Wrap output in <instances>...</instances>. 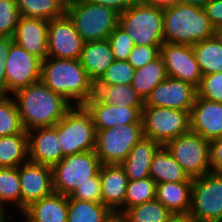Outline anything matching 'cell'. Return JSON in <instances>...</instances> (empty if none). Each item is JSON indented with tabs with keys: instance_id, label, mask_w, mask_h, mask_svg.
Returning a JSON list of instances; mask_svg holds the SVG:
<instances>
[{
	"instance_id": "4",
	"label": "cell",
	"mask_w": 222,
	"mask_h": 222,
	"mask_svg": "<svg viewBox=\"0 0 222 222\" xmlns=\"http://www.w3.org/2000/svg\"><path fill=\"white\" fill-rule=\"evenodd\" d=\"M163 25V9L140 1L119 15L118 26L132 38L135 46H161L164 43Z\"/></svg>"
},
{
	"instance_id": "53",
	"label": "cell",
	"mask_w": 222,
	"mask_h": 222,
	"mask_svg": "<svg viewBox=\"0 0 222 222\" xmlns=\"http://www.w3.org/2000/svg\"><path fill=\"white\" fill-rule=\"evenodd\" d=\"M66 4L75 0H63Z\"/></svg>"
},
{
	"instance_id": "11",
	"label": "cell",
	"mask_w": 222,
	"mask_h": 222,
	"mask_svg": "<svg viewBox=\"0 0 222 222\" xmlns=\"http://www.w3.org/2000/svg\"><path fill=\"white\" fill-rule=\"evenodd\" d=\"M189 177L204 176L210 169V141L189 130L164 145Z\"/></svg>"
},
{
	"instance_id": "49",
	"label": "cell",
	"mask_w": 222,
	"mask_h": 222,
	"mask_svg": "<svg viewBox=\"0 0 222 222\" xmlns=\"http://www.w3.org/2000/svg\"><path fill=\"white\" fill-rule=\"evenodd\" d=\"M168 222H196L189 214L173 215Z\"/></svg>"
},
{
	"instance_id": "13",
	"label": "cell",
	"mask_w": 222,
	"mask_h": 222,
	"mask_svg": "<svg viewBox=\"0 0 222 222\" xmlns=\"http://www.w3.org/2000/svg\"><path fill=\"white\" fill-rule=\"evenodd\" d=\"M84 44L85 41L66 13L49 21L47 57L80 59Z\"/></svg>"
},
{
	"instance_id": "9",
	"label": "cell",
	"mask_w": 222,
	"mask_h": 222,
	"mask_svg": "<svg viewBox=\"0 0 222 222\" xmlns=\"http://www.w3.org/2000/svg\"><path fill=\"white\" fill-rule=\"evenodd\" d=\"M189 215L196 222H222V173L193 178Z\"/></svg>"
},
{
	"instance_id": "41",
	"label": "cell",
	"mask_w": 222,
	"mask_h": 222,
	"mask_svg": "<svg viewBox=\"0 0 222 222\" xmlns=\"http://www.w3.org/2000/svg\"><path fill=\"white\" fill-rule=\"evenodd\" d=\"M68 198L103 203L100 174L98 173L95 177L90 178V181L79 185Z\"/></svg>"
},
{
	"instance_id": "7",
	"label": "cell",
	"mask_w": 222,
	"mask_h": 222,
	"mask_svg": "<svg viewBox=\"0 0 222 222\" xmlns=\"http://www.w3.org/2000/svg\"><path fill=\"white\" fill-rule=\"evenodd\" d=\"M101 165L95 150L65 156L52 167L54 192L70 196L79 185L95 177Z\"/></svg>"
},
{
	"instance_id": "38",
	"label": "cell",
	"mask_w": 222,
	"mask_h": 222,
	"mask_svg": "<svg viewBox=\"0 0 222 222\" xmlns=\"http://www.w3.org/2000/svg\"><path fill=\"white\" fill-rule=\"evenodd\" d=\"M20 16L16 0H0L1 37H13Z\"/></svg>"
},
{
	"instance_id": "28",
	"label": "cell",
	"mask_w": 222,
	"mask_h": 222,
	"mask_svg": "<svg viewBox=\"0 0 222 222\" xmlns=\"http://www.w3.org/2000/svg\"><path fill=\"white\" fill-rule=\"evenodd\" d=\"M28 160L27 133L0 137V167H19Z\"/></svg>"
},
{
	"instance_id": "42",
	"label": "cell",
	"mask_w": 222,
	"mask_h": 222,
	"mask_svg": "<svg viewBox=\"0 0 222 222\" xmlns=\"http://www.w3.org/2000/svg\"><path fill=\"white\" fill-rule=\"evenodd\" d=\"M161 46H134L128 57V62L139 69L150 62H153L160 56Z\"/></svg>"
},
{
	"instance_id": "50",
	"label": "cell",
	"mask_w": 222,
	"mask_h": 222,
	"mask_svg": "<svg viewBox=\"0 0 222 222\" xmlns=\"http://www.w3.org/2000/svg\"><path fill=\"white\" fill-rule=\"evenodd\" d=\"M211 0H179L180 3L204 8Z\"/></svg>"
},
{
	"instance_id": "17",
	"label": "cell",
	"mask_w": 222,
	"mask_h": 222,
	"mask_svg": "<svg viewBox=\"0 0 222 222\" xmlns=\"http://www.w3.org/2000/svg\"><path fill=\"white\" fill-rule=\"evenodd\" d=\"M27 135L29 161L53 167L63 159L56 124L34 128L27 131Z\"/></svg>"
},
{
	"instance_id": "18",
	"label": "cell",
	"mask_w": 222,
	"mask_h": 222,
	"mask_svg": "<svg viewBox=\"0 0 222 222\" xmlns=\"http://www.w3.org/2000/svg\"><path fill=\"white\" fill-rule=\"evenodd\" d=\"M84 106L90 112L96 130L142 122L143 107L109 105L100 101L95 95Z\"/></svg>"
},
{
	"instance_id": "5",
	"label": "cell",
	"mask_w": 222,
	"mask_h": 222,
	"mask_svg": "<svg viewBox=\"0 0 222 222\" xmlns=\"http://www.w3.org/2000/svg\"><path fill=\"white\" fill-rule=\"evenodd\" d=\"M65 13L85 42L107 40L119 24L120 13L113 8L83 0L67 3Z\"/></svg>"
},
{
	"instance_id": "1",
	"label": "cell",
	"mask_w": 222,
	"mask_h": 222,
	"mask_svg": "<svg viewBox=\"0 0 222 222\" xmlns=\"http://www.w3.org/2000/svg\"><path fill=\"white\" fill-rule=\"evenodd\" d=\"M25 131L54 126L73 106L42 81L31 84L12 94Z\"/></svg>"
},
{
	"instance_id": "46",
	"label": "cell",
	"mask_w": 222,
	"mask_h": 222,
	"mask_svg": "<svg viewBox=\"0 0 222 222\" xmlns=\"http://www.w3.org/2000/svg\"><path fill=\"white\" fill-rule=\"evenodd\" d=\"M83 1L87 3L99 4L113 8L118 13H123L136 2L135 0H83Z\"/></svg>"
},
{
	"instance_id": "52",
	"label": "cell",
	"mask_w": 222,
	"mask_h": 222,
	"mask_svg": "<svg viewBox=\"0 0 222 222\" xmlns=\"http://www.w3.org/2000/svg\"><path fill=\"white\" fill-rule=\"evenodd\" d=\"M6 211L4 208H0V222H6L8 218H6Z\"/></svg>"
},
{
	"instance_id": "36",
	"label": "cell",
	"mask_w": 222,
	"mask_h": 222,
	"mask_svg": "<svg viewBox=\"0 0 222 222\" xmlns=\"http://www.w3.org/2000/svg\"><path fill=\"white\" fill-rule=\"evenodd\" d=\"M27 133L23 128L14 99L9 96L0 99V137Z\"/></svg>"
},
{
	"instance_id": "34",
	"label": "cell",
	"mask_w": 222,
	"mask_h": 222,
	"mask_svg": "<svg viewBox=\"0 0 222 222\" xmlns=\"http://www.w3.org/2000/svg\"><path fill=\"white\" fill-rule=\"evenodd\" d=\"M16 203L21 211V187L18 167H0V208ZM5 206V207H4Z\"/></svg>"
},
{
	"instance_id": "24",
	"label": "cell",
	"mask_w": 222,
	"mask_h": 222,
	"mask_svg": "<svg viewBox=\"0 0 222 222\" xmlns=\"http://www.w3.org/2000/svg\"><path fill=\"white\" fill-rule=\"evenodd\" d=\"M193 178L184 182L157 184L156 199L173 215L189 214L191 208Z\"/></svg>"
},
{
	"instance_id": "51",
	"label": "cell",
	"mask_w": 222,
	"mask_h": 222,
	"mask_svg": "<svg viewBox=\"0 0 222 222\" xmlns=\"http://www.w3.org/2000/svg\"><path fill=\"white\" fill-rule=\"evenodd\" d=\"M214 36L222 44V26L218 27V28H215Z\"/></svg>"
},
{
	"instance_id": "2",
	"label": "cell",
	"mask_w": 222,
	"mask_h": 222,
	"mask_svg": "<svg viewBox=\"0 0 222 222\" xmlns=\"http://www.w3.org/2000/svg\"><path fill=\"white\" fill-rule=\"evenodd\" d=\"M41 81L73 105H84L95 94V83L79 59L46 57L41 61Z\"/></svg>"
},
{
	"instance_id": "23",
	"label": "cell",
	"mask_w": 222,
	"mask_h": 222,
	"mask_svg": "<svg viewBox=\"0 0 222 222\" xmlns=\"http://www.w3.org/2000/svg\"><path fill=\"white\" fill-rule=\"evenodd\" d=\"M161 146L159 142L144 136L134 145L127 155V158L120 164L129 180H139L150 177V165L155 153Z\"/></svg>"
},
{
	"instance_id": "35",
	"label": "cell",
	"mask_w": 222,
	"mask_h": 222,
	"mask_svg": "<svg viewBox=\"0 0 222 222\" xmlns=\"http://www.w3.org/2000/svg\"><path fill=\"white\" fill-rule=\"evenodd\" d=\"M156 189L157 183L151 177L129 180L124 200V212L135 205L155 200Z\"/></svg>"
},
{
	"instance_id": "25",
	"label": "cell",
	"mask_w": 222,
	"mask_h": 222,
	"mask_svg": "<svg viewBox=\"0 0 222 222\" xmlns=\"http://www.w3.org/2000/svg\"><path fill=\"white\" fill-rule=\"evenodd\" d=\"M79 60L91 80L96 83L115 58L109 41L102 40L85 42Z\"/></svg>"
},
{
	"instance_id": "19",
	"label": "cell",
	"mask_w": 222,
	"mask_h": 222,
	"mask_svg": "<svg viewBox=\"0 0 222 222\" xmlns=\"http://www.w3.org/2000/svg\"><path fill=\"white\" fill-rule=\"evenodd\" d=\"M190 130L212 141L222 137V103L196 96L190 113Z\"/></svg>"
},
{
	"instance_id": "33",
	"label": "cell",
	"mask_w": 222,
	"mask_h": 222,
	"mask_svg": "<svg viewBox=\"0 0 222 222\" xmlns=\"http://www.w3.org/2000/svg\"><path fill=\"white\" fill-rule=\"evenodd\" d=\"M124 214L128 222H168L173 214L157 199L135 205Z\"/></svg>"
},
{
	"instance_id": "12",
	"label": "cell",
	"mask_w": 222,
	"mask_h": 222,
	"mask_svg": "<svg viewBox=\"0 0 222 222\" xmlns=\"http://www.w3.org/2000/svg\"><path fill=\"white\" fill-rule=\"evenodd\" d=\"M6 83L8 93L41 81V60L14 41L6 57Z\"/></svg>"
},
{
	"instance_id": "3",
	"label": "cell",
	"mask_w": 222,
	"mask_h": 222,
	"mask_svg": "<svg viewBox=\"0 0 222 222\" xmlns=\"http://www.w3.org/2000/svg\"><path fill=\"white\" fill-rule=\"evenodd\" d=\"M163 12L164 42L193 46L214 37L215 28L201 7L178 2Z\"/></svg>"
},
{
	"instance_id": "22",
	"label": "cell",
	"mask_w": 222,
	"mask_h": 222,
	"mask_svg": "<svg viewBox=\"0 0 222 222\" xmlns=\"http://www.w3.org/2000/svg\"><path fill=\"white\" fill-rule=\"evenodd\" d=\"M22 214L27 222H67L68 196L53 192L29 204Z\"/></svg>"
},
{
	"instance_id": "37",
	"label": "cell",
	"mask_w": 222,
	"mask_h": 222,
	"mask_svg": "<svg viewBox=\"0 0 222 222\" xmlns=\"http://www.w3.org/2000/svg\"><path fill=\"white\" fill-rule=\"evenodd\" d=\"M136 69L124 60H115L95 85H131Z\"/></svg>"
},
{
	"instance_id": "26",
	"label": "cell",
	"mask_w": 222,
	"mask_h": 222,
	"mask_svg": "<svg viewBox=\"0 0 222 222\" xmlns=\"http://www.w3.org/2000/svg\"><path fill=\"white\" fill-rule=\"evenodd\" d=\"M149 176L157 183L184 182L190 177L165 146L155 153L149 169Z\"/></svg>"
},
{
	"instance_id": "31",
	"label": "cell",
	"mask_w": 222,
	"mask_h": 222,
	"mask_svg": "<svg viewBox=\"0 0 222 222\" xmlns=\"http://www.w3.org/2000/svg\"><path fill=\"white\" fill-rule=\"evenodd\" d=\"M21 16L52 20L63 16L66 3L63 0H16Z\"/></svg>"
},
{
	"instance_id": "32",
	"label": "cell",
	"mask_w": 222,
	"mask_h": 222,
	"mask_svg": "<svg viewBox=\"0 0 222 222\" xmlns=\"http://www.w3.org/2000/svg\"><path fill=\"white\" fill-rule=\"evenodd\" d=\"M111 212L103 203L68 198L67 222H104Z\"/></svg>"
},
{
	"instance_id": "27",
	"label": "cell",
	"mask_w": 222,
	"mask_h": 222,
	"mask_svg": "<svg viewBox=\"0 0 222 222\" xmlns=\"http://www.w3.org/2000/svg\"><path fill=\"white\" fill-rule=\"evenodd\" d=\"M166 67L161 56L153 62L136 69L131 86L143 101L150 95L151 91L167 78Z\"/></svg>"
},
{
	"instance_id": "10",
	"label": "cell",
	"mask_w": 222,
	"mask_h": 222,
	"mask_svg": "<svg viewBox=\"0 0 222 222\" xmlns=\"http://www.w3.org/2000/svg\"><path fill=\"white\" fill-rule=\"evenodd\" d=\"M96 155L101 164H121L143 137L142 122L96 130Z\"/></svg>"
},
{
	"instance_id": "40",
	"label": "cell",
	"mask_w": 222,
	"mask_h": 222,
	"mask_svg": "<svg viewBox=\"0 0 222 222\" xmlns=\"http://www.w3.org/2000/svg\"><path fill=\"white\" fill-rule=\"evenodd\" d=\"M111 45L115 60L127 61L130 52L134 48L132 38L119 26H117L107 39Z\"/></svg>"
},
{
	"instance_id": "8",
	"label": "cell",
	"mask_w": 222,
	"mask_h": 222,
	"mask_svg": "<svg viewBox=\"0 0 222 222\" xmlns=\"http://www.w3.org/2000/svg\"><path fill=\"white\" fill-rule=\"evenodd\" d=\"M143 136L165 145L190 130V114L184 110L143 106Z\"/></svg>"
},
{
	"instance_id": "48",
	"label": "cell",
	"mask_w": 222,
	"mask_h": 222,
	"mask_svg": "<svg viewBox=\"0 0 222 222\" xmlns=\"http://www.w3.org/2000/svg\"><path fill=\"white\" fill-rule=\"evenodd\" d=\"M104 222H128V220L124 213L112 211Z\"/></svg>"
},
{
	"instance_id": "43",
	"label": "cell",
	"mask_w": 222,
	"mask_h": 222,
	"mask_svg": "<svg viewBox=\"0 0 222 222\" xmlns=\"http://www.w3.org/2000/svg\"><path fill=\"white\" fill-rule=\"evenodd\" d=\"M13 42L12 37H1L0 36V99L7 97V83H6V57L8 56L11 43Z\"/></svg>"
},
{
	"instance_id": "44",
	"label": "cell",
	"mask_w": 222,
	"mask_h": 222,
	"mask_svg": "<svg viewBox=\"0 0 222 222\" xmlns=\"http://www.w3.org/2000/svg\"><path fill=\"white\" fill-rule=\"evenodd\" d=\"M209 156L211 172L222 173V137L210 141Z\"/></svg>"
},
{
	"instance_id": "29",
	"label": "cell",
	"mask_w": 222,
	"mask_h": 222,
	"mask_svg": "<svg viewBox=\"0 0 222 222\" xmlns=\"http://www.w3.org/2000/svg\"><path fill=\"white\" fill-rule=\"evenodd\" d=\"M202 76L222 72V44L214 36L193 45Z\"/></svg>"
},
{
	"instance_id": "6",
	"label": "cell",
	"mask_w": 222,
	"mask_h": 222,
	"mask_svg": "<svg viewBox=\"0 0 222 222\" xmlns=\"http://www.w3.org/2000/svg\"><path fill=\"white\" fill-rule=\"evenodd\" d=\"M56 130L63 158L96 148L97 131L84 105H73L56 123Z\"/></svg>"
},
{
	"instance_id": "45",
	"label": "cell",
	"mask_w": 222,
	"mask_h": 222,
	"mask_svg": "<svg viewBox=\"0 0 222 222\" xmlns=\"http://www.w3.org/2000/svg\"><path fill=\"white\" fill-rule=\"evenodd\" d=\"M203 9L214 28L222 26V0H211Z\"/></svg>"
},
{
	"instance_id": "20",
	"label": "cell",
	"mask_w": 222,
	"mask_h": 222,
	"mask_svg": "<svg viewBox=\"0 0 222 222\" xmlns=\"http://www.w3.org/2000/svg\"><path fill=\"white\" fill-rule=\"evenodd\" d=\"M49 20L20 16L13 41L41 61L47 57Z\"/></svg>"
},
{
	"instance_id": "16",
	"label": "cell",
	"mask_w": 222,
	"mask_h": 222,
	"mask_svg": "<svg viewBox=\"0 0 222 222\" xmlns=\"http://www.w3.org/2000/svg\"><path fill=\"white\" fill-rule=\"evenodd\" d=\"M21 187V211L29 204L51 195L52 167L27 161L18 167Z\"/></svg>"
},
{
	"instance_id": "47",
	"label": "cell",
	"mask_w": 222,
	"mask_h": 222,
	"mask_svg": "<svg viewBox=\"0 0 222 222\" xmlns=\"http://www.w3.org/2000/svg\"><path fill=\"white\" fill-rule=\"evenodd\" d=\"M140 2L146 5H152L164 9L175 5L179 2V0H140Z\"/></svg>"
},
{
	"instance_id": "39",
	"label": "cell",
	"mask_w": 222,
	"mask_h": 222,
	"mask_svg": "<svg viewBox=\"0 0 222 222\" xmlns=\"http://www.w3.org/2000/svg\"><path fill=\"white\" fill-rule=\"evenodd\" d=\"M196 89L198 97L222 103V72L202 76Z\"/></svg>"
},
{
	"instance_id": "30",
	"label": "cell",
	"mask_w": 222,
	"mask_h": 222,
	"mask_svg": "<svg viewBox=\"0 0 222 222\" xmlns=\"http://www.w3.org/2000/svg\"><path fill=\"white\" fill-rule=\"evenodd\" d=\"M100 101L114 106L143 107L144 101L131 85H95V94Z\"/></svg>"
},
{
	"instance_id": "14",
	"label": "cell",
	"mask_w": 222,
	"mask_h": 222,
	"mask_svg": "<svg viewBox=\"0 0 222 222\" xmlns=\"http://www.w3.org/2000/svg\"><path fill=\"white\" fill-rule=\"evenodd\" d=\"M168 77L182 80L198 87L202 74L199 69L193 46L164 42L160 47Z\"/></svg>"
},
{
	"instance_id": "15",
	"label": "cell",
	"mask_w": 222,
	"mask_h": 222,
	"mask_svg": "<svg viewBox=\"0 0 222 222\" xmlns=\"http://www.w3.org/2000/svg\"><path fill=\"white\" fill-rule=\"evenodd\" d=\"M196 96L197 89L192 84L167 77L151 91L144 106L184 110L190 114Z\"/></svg>"
},
{
	"instance_id": "21",
	"label": "cell",
	"mask_w": 222,
	"mask_h": 222,
	"mask_svg": "<svg viewBox=\"0 0 222 222\" xmlns=\"http://www.w3.org/2000/svg\"><path fill=\"white\" fill-rule=\"evenodd\" d=\"M99 174L103 204L111 211L124 213V200L129 179L123 167L120 164H103Z\"/></svg>"
}]
</instances>
